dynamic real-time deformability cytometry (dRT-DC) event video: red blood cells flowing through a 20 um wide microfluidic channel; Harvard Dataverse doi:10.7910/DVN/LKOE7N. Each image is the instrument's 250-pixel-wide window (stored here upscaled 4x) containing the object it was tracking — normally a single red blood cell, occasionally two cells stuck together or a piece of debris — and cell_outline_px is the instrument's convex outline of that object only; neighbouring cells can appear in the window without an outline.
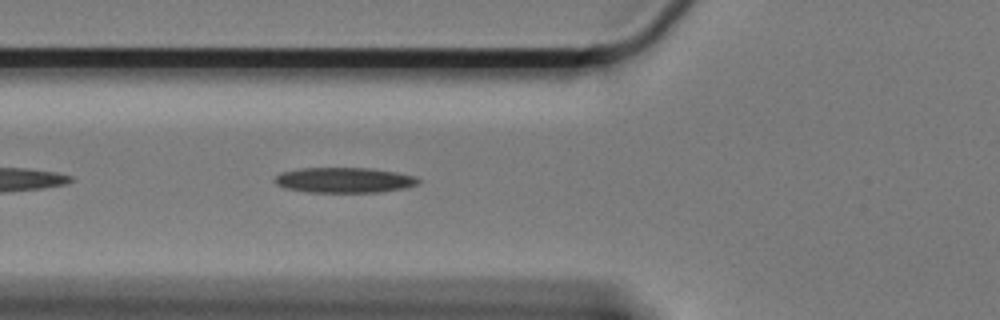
{"species": "Egyptian fruit bat (a non-hibernating species)", "species_latin": "Rousettus aegyptiacus", "temperature_condition": "cold", "stored_images_in_passage": 13, "camera_frame_rate_fps": 3000, "um_per_image_px": 0.085, "animal": {"sex": "female"}, "frame": {"image": 1, "passage_image": 6, "time_ms": 1.667, "image_size_px": [1000, 320], "cell_outline_px": [[420, 184], [404, 188], [380, 192], [308, 192], [284, 188], [276, 184], [272, 180], [276, 176], [284, 172], [300, 168], [368, 168], [396, 172], [416, 176], [420, 180]], "centroid_in_image_um": [29.27, 15.31], "position_along_channel_um": 96.5, "area_um2": 21.21}}
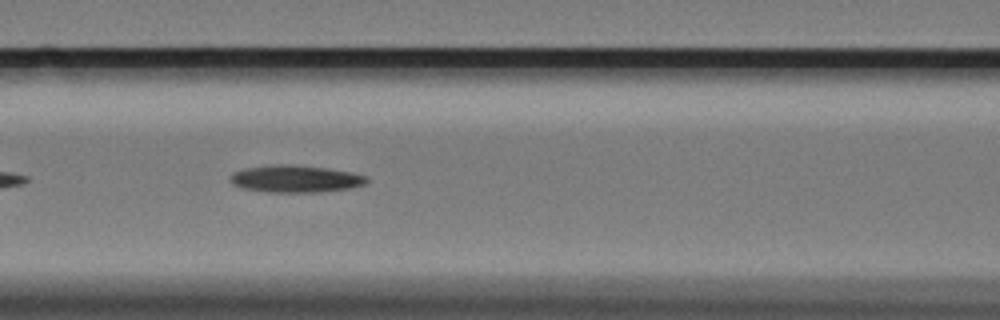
{"frame": {"image": 2, "passage_image": 10, "time_ms": 3.0, "image_size_px": [1000, 320], "cell_outline_px": [[368, 180], [364, 184], [348, 188], [320, 192], [268, 192], [240, 188], [232, 184], [228, 180], [232, 172], [244, 168], [276, 164], [296, 164], [328, 168], [352, 172], [368, 176]], "centroid_in_image_um": [25.07, 15.19], "position_along_channel_um": 141.5, "area_um2": 21.91}}